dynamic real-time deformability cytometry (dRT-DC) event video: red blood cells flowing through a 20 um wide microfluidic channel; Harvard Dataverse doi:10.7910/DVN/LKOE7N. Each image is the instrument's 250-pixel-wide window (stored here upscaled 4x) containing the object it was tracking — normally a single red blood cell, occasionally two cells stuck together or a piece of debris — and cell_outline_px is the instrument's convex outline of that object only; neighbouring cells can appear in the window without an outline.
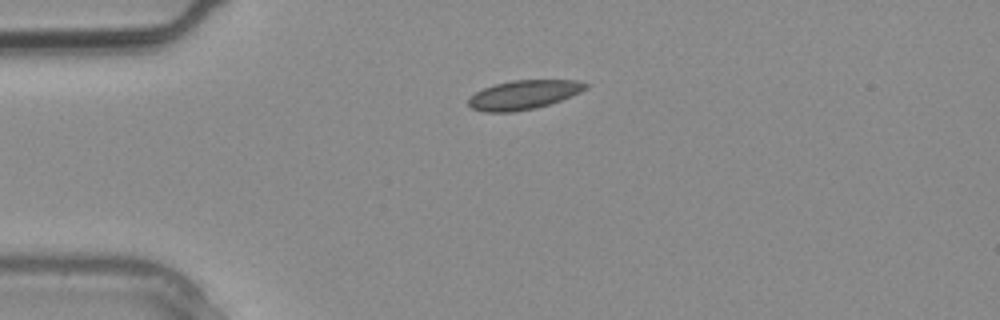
{"species": "common noctule bat (a hibernating species)", "species_latin": "Nyctalus noctula", "temperature_condition": "warm", "stored_images_in_passage": 1, "camera_frame_rate_fps": 3000, "um_per_image_px": 0.085, "animal": {"sex": "male", "body_mass_g": 20.4}, "frame": {"image": 1, "passage_image": 1, "time_ms": 0.0, "image_size_px": [1000, 320], "cell_outline_px": [[588, 88], [580, 92], [560, 100], [548, 104], [532, 108], [512, 112], [484, 112], [472, 108], [468, 104], [468, 100], [476, 92], [484, 88], [496, 84], [512, 80], [576, 80], [588, 84]], "centroid_in_image_um": [44.51, 8.05], "position_along_channel_um": 40.5, "area_um2": 19.54}}